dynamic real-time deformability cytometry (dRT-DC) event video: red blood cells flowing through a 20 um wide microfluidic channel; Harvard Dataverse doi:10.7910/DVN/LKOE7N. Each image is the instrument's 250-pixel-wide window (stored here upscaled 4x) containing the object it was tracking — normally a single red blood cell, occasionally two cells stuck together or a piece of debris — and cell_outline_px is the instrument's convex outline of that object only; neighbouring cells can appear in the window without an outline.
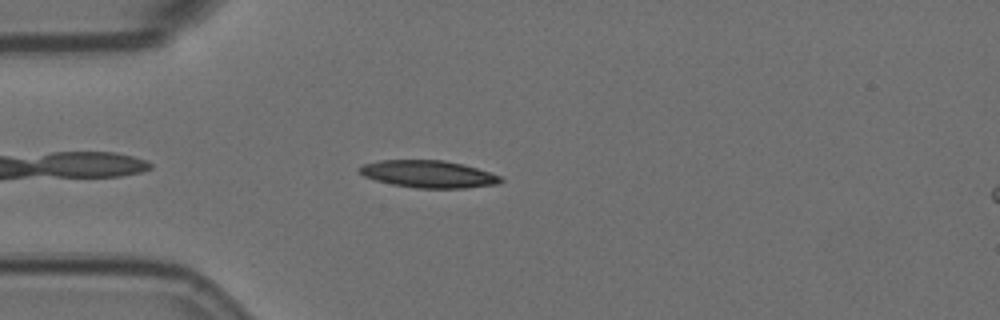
{"species": "Egyptian fruit bat (a non-hibernating species)", "species_latin": "Rousettus aegyptiacus", "temperature_condition": "room temperature", "stored_images_in_passage": 43, "camera_frame_rate_fps": 3000, "um_per_image_px": 0.085, "animal": {"sex": "female"}, "frame": {"image": 1, "passage_image": 5, "time_ms": 1.333, "image_size_px": [1000, 320], "cell_outline_px": [[504, 180], [500, 184], [464, 188], [416, 188], [392, 184], [376, 180], [364, 176], [356, 168], [360, 164], [380, 160], [444, 160], [464, 164], [500, 176]], "centroid_in_image_um": [36.39, 14.79], "position_along_channel_um": 48.6, "area_um2": 22.54}}
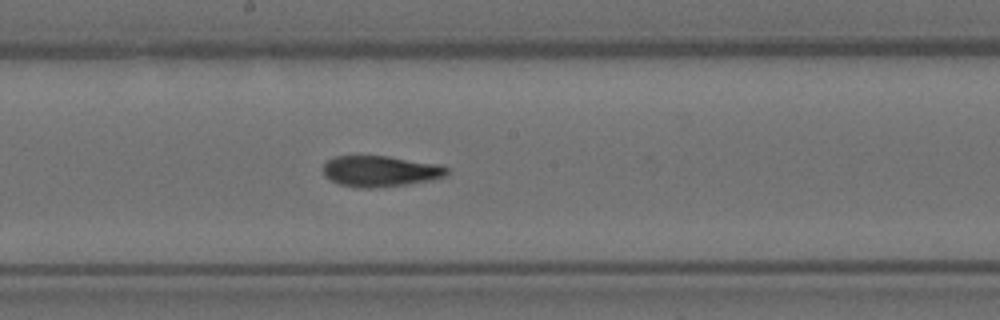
{"frame": {"image": 2, "passage_image": 20, "time_ms": 6.333, "image_size_px": [1000, 320], "cell_outline_px": [[448, 176], [432, 180], [404, 184], [372, 188], [360, 188], [340, 184], [324, 176], [324, 164], [328, 160], [336, 156], [388, 156], [440, 164], [448, 168]], "centroid_in_image_um": [32.36, 14.54], "position_along_channel_um": 215.8, "area_um2": 22.25}}
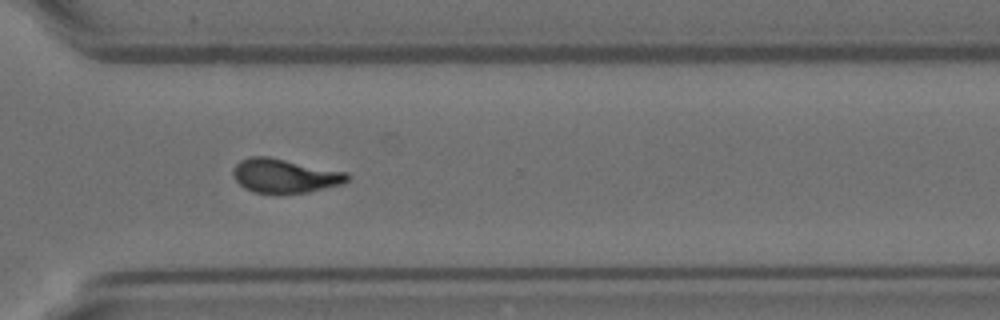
{"frame": {"image": 3, "passage_image": 31, "time_ms": 10.0, "image_size_px": [1000, 320], "cell_outline_px": [[352, 176], [344, 184], [308, 192], [252, 192], [244, 188], [232, 176], [232, 168], [240, 160], [248, 156], [268, 156], [348, 172]], "centroid_in_image_um": [24.22, 14.92], "position_along_channel_um": 346.4, "area_um2": 22.77}, "authors_computed_cell_mechanics": {"area_um2": 22.7732, "velocity_mm_per_s": 3.5777, "shape_relaxation_time_tau1_ms": 10.9587, "shape_relaxation_time_tau2_ms": 2.6819, "deformation_change_tau1": 0.2584, "deformation_change_tau2": 0.1005}}